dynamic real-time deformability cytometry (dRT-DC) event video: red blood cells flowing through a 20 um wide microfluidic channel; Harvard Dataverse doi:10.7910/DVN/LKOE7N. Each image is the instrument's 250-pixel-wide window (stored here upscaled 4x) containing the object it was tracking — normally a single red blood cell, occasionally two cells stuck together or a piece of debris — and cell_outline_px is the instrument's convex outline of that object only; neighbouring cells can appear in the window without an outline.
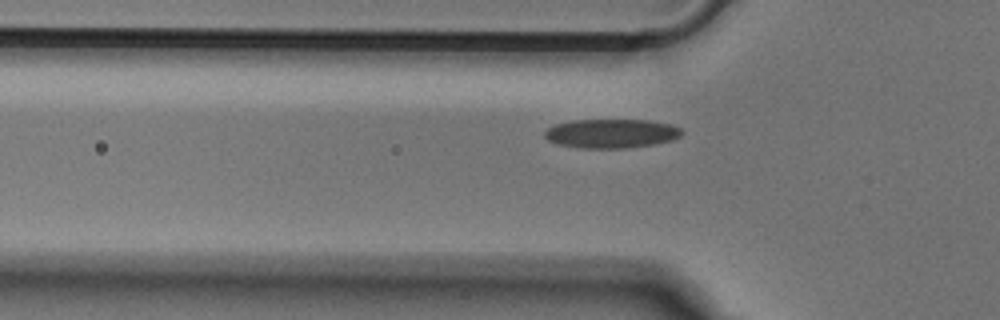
{"species": "Egyptian fruit bat (a non-hibernating species)", "species_latin": "Rousettus aegyptiacus", "temperature_condition": "cold", "stored_images_in_passage": 37, "camera_frame_rate_fps": 3000, "um_per_image_px": 0.085, "animal": {"sex": "male"}, "frame": {"image": 1, "passage_image": 7, "time_ms": 2.0, "image_size_px": [1000, 320], "cell_outline_px": [[684, 132], [680, 136], [672, 140], [656, 144], [628, 148], [580, 148], [556, 144], [548, 140], [544, 136], [544, 132], [548, 128], [556, 124], [572, 120], [648, 120], [672, 124], [680, 128]], "centroid_in_image_um": [51.98, 11.35], "position_along_channel_um": 73.8, "area_um2": 23.41}}
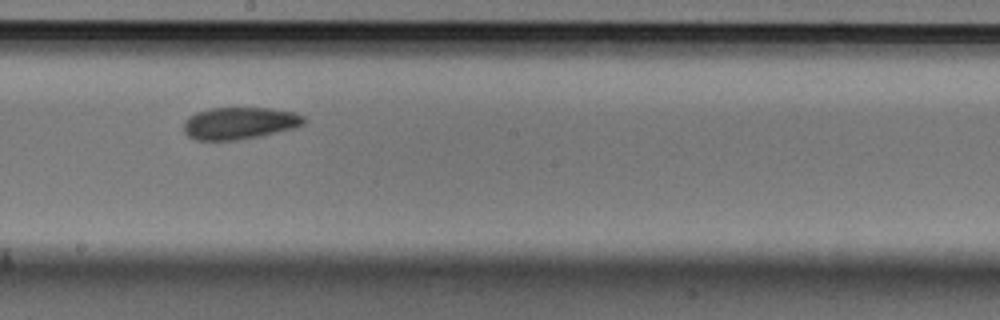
{"frame": {"image": 2, "passage_image": 19, "time_ms": 6.0, "image_size_px": [1000, 320], "cell_outline_px": [[308, 120], [304, 124], [292, 128], [260, 136], [236, 140], [196, 140], [188, 136], [184, 132], [184, 120], [188, 116], [196, 112], [212, 108], [272, 108], [296, 112], [304, 116]], "centroid_in_image_um": [20.37, 10.46], "position_along_channel_um": 227.8, "area_um2": 22.6}}
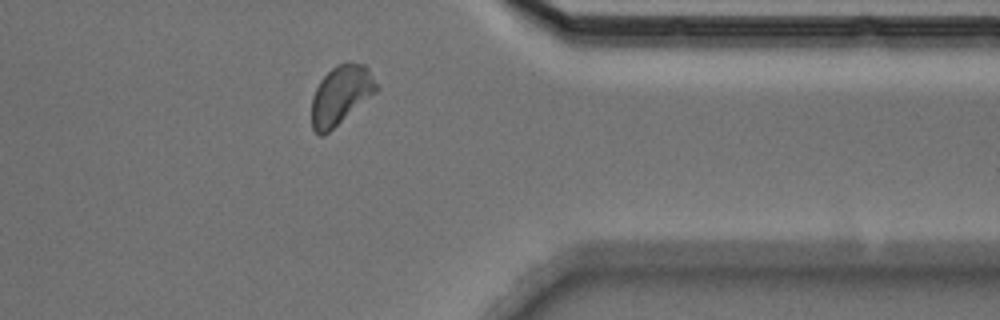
{"frame": {"image": 3, "passage_image": 32, "time_ms": 10.333, "image_size_px": [1000, 320], "cell_outline_px": [[380, 88], [376, 92], [324, 136], [320, 136], [312, 128], [312, 96], [320, 80], [336, 64], [364, 64], [368, 68]], "centroid_in_image_um": [28.96, 8.1], "position_along_channel_um": 382.4, "area_um2": 21.96}}